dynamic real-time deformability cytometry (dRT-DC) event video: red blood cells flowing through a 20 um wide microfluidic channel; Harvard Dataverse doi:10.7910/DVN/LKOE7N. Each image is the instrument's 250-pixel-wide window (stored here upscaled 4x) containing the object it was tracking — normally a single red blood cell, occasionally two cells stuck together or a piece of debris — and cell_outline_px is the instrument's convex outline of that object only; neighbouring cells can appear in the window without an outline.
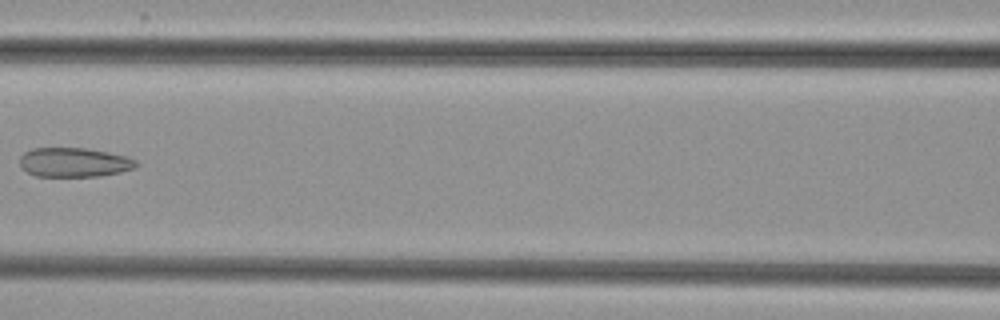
{"species": "common noctule bat (a hibernating species)", "species_latin": "Nyctalus noctula", "temperature_condition": "cold", "stored_images_in_passage": 5, "camera_frame_rate_fps": 3000, "um_per_image_px": 0.085, "animal": {"sex": "female", "body_mass_g": 29.2, "forearm_length_mm": 56.3}, "frame": {"image": 1, "passage_image": 5, "time_ms": 4.667, "image_size_px": [1000, 320], "cell_outline_px": [[136, 168], [120, 172], [100, 176], [36, 176], [28, 172], [20, 164], [20, 156], [24, 152], [32, 148], [88, 148], [128, 156], [136, 160]], "centroid_in_image_um": [6.32, 13.79], "position_along_channel_um": 160.3, "area_um2": 19.88}}